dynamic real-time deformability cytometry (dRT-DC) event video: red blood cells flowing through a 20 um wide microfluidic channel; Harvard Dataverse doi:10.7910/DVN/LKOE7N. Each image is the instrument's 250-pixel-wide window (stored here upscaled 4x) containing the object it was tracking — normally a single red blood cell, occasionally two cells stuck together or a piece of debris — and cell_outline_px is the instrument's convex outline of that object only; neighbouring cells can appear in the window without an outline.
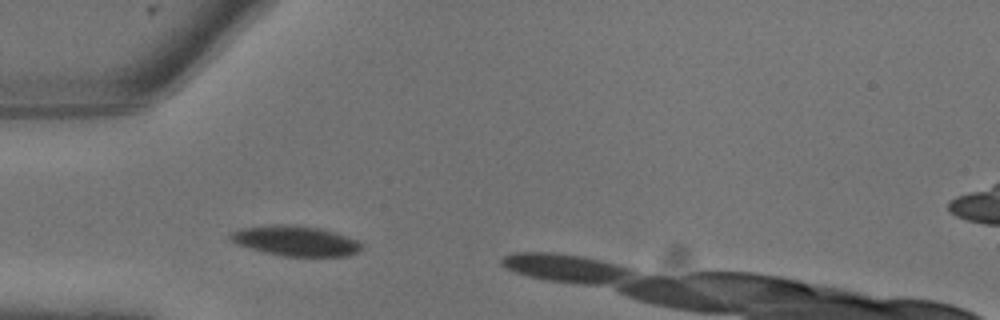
{"species": "common noctule bat (a hibernating species)", "species_latin": "Nyctalus noctula", "temperature_condition": "warm", "stored_images_in_passage": 6, "camera_frame_rate_fps": 3000, "um_per_image_px": 0.085, "animal": {"sex": "male", "body_mass_g": 13.3}, "frame": {"image": 1, "passage_image": 1, "time_ms": 0.0, "image_size_px": [1000, 320], "cell_outline_px": [[364, 248], [360, 252], [348, 256], [280, 256], [264, 252], [236, 244], [228, 240], [228, 236], [232, 232], [240, 228], [276, 224], [316, 228], [332, 232], [360, 240], [364, 244]], "centroid_in_image_um": [25.14, 20.49], "position_along_channel_um": 59.9, "area_um2": 23.06}}